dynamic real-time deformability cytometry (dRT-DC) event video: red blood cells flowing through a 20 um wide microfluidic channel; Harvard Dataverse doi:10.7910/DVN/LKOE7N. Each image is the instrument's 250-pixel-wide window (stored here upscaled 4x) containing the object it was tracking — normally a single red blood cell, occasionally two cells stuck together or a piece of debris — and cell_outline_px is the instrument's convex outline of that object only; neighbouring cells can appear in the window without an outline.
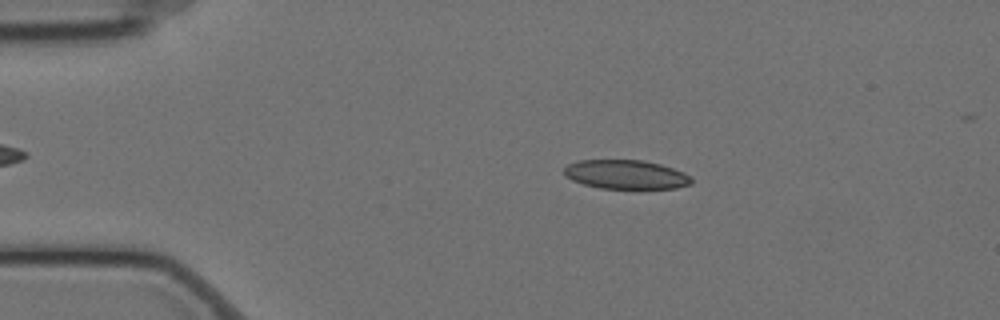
{"species": "Egyptian fruit bat (a non-hibernating species)", "species_latin": "Rousettus aegyptiacus", "temperature_condition": "cold", "stored_images_in_passage": 49, "camera_frame_rate_fps": 3000, "um_per_image_px": 0.085, "animal": {"sex": "female"}, "frame": {"image": 1, "passage_image": 10, "time_ms": 3.0, "image_size_px": [1000, 320], "cell_outline_px": [[692, 184], [676, 188], [600, 188], [584, 184], [572, 180], [564, 176], [564, 168], [568, 164], [580, 160], [644, 160], [660, 164], [684, 172], [692, 180]], "centroid_in_image_um": [53.19, 14.83], "position_along_channel_um": 31.8, "area_um2": 21.44}}
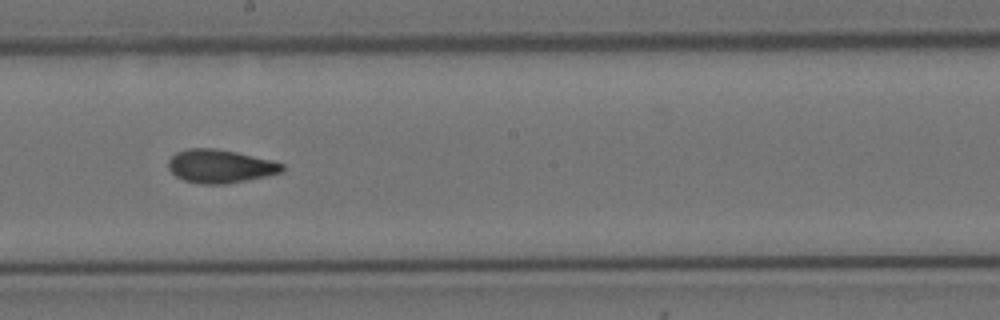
{"frame": {"image": 2, "passage_image": 31, "time_ms": 10.0, "image_size_px": [1000, 320], "cell_outline_px": [[284, 172], [224, 184], [200, 184], [184, 180], [176, 176], [168, 168], [168, 160], [176, 152], [188, 148], [216, 148], [236, 152], [272, 160], [284, 164]], "centroid_in_image_um": [18.7, 14.12], "position_along_channel_um": 229.5, "area_um2": 22.08}}
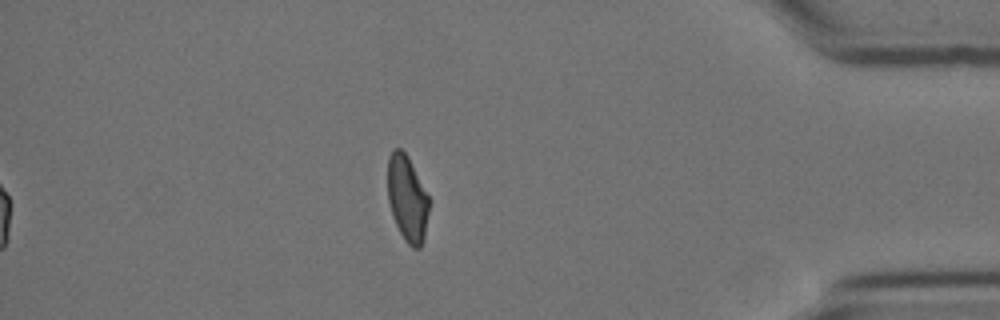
{"frame": {"image": 3, "passage_image": 49, "time_ms": 16.0, "image_size_px": [1000, 320], "cell_outline_px": [[428, 212], [424, 240], [420, 248], [412, 248], [404, 240], [392, 216], [388, 200], [388, 156], [392, 148], [400, 148], [408, 156], [428, 196]], "centroid_in_image_um": [34.6, 16.87], "position_along_channel_um": 400.6, "area_um2": 20.63}, "authors_computed_cell_mechanics": {"area_um2": 22.0796, "velocity_mm_per_s": 3.4958, "shape_relaxation_time_tau1_ms": 9.2215, "shape_relaxation_time_tau2_ms": 2.1909, "deformation_change_tau1": 0.191, "deformation_change_tau2": 0.0895}}